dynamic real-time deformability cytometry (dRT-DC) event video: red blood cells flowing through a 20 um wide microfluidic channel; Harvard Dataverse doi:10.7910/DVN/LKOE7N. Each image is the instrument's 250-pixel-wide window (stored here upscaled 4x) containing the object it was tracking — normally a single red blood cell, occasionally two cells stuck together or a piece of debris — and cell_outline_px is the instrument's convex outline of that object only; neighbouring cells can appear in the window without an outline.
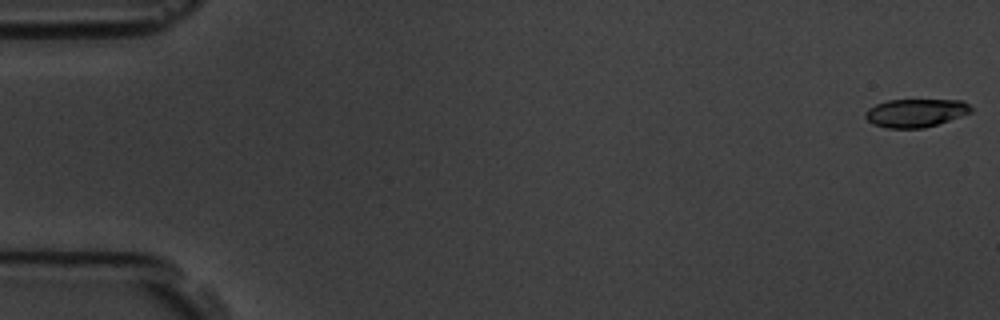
{"species": "common noctule bat (a hibernating species)", "species_latin": "Nyctalus noctula", "temperature_condition": "room temperature", "stored_images_in_passage": 10, "camera_frame_rate_fps": 3000, "um_per_image_px": 0.085, "animal": {"sex": "male", "body_mass_g": 19.5, "forearm_length_mm": 54.6}, "frame": {"image": 1, "passage_image": 1, "time_ms": 0.0, "image_size_px": [1000, 320], "cell_outline_px": [[972, 112], [924, 128], [888, 128], [872, 124], [864, 116], [864, 112], [868, 108], [876, 104], [888, 100], [964, 100], [972, 108]], "centroid_in_image_um": [77.8, 9.59], "position_along_channel_um": 7.2, "area_um2": 17.34}}
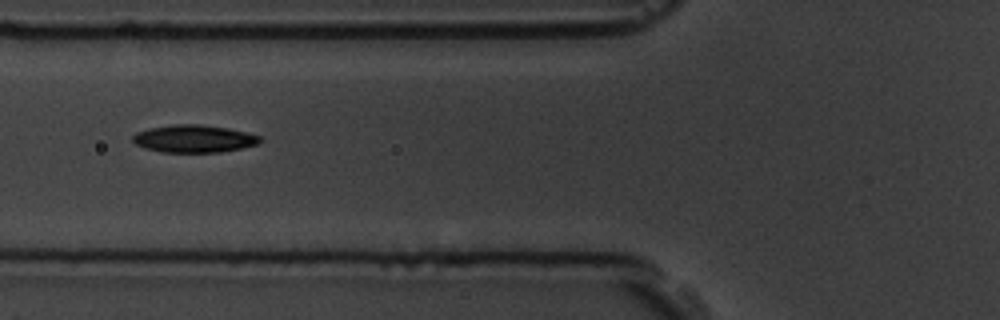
{"frame": {"image": 2, "passage_image": 7, "time_ms": 6.667, "image_size_px": [1000, 320], "cell_outline_px": [[260, 144], [220, 152], [160, 152], [144, 148], [136, 144], [132, 140], [132, 136], [136, 132], [148, 128], [172, 124], [200, 124], [228, 128], [260, 136]], "centroid_in_image_um": [16.44, 11.79], "position_along_channel_um": 109.4, "area_um2": 20.46}}
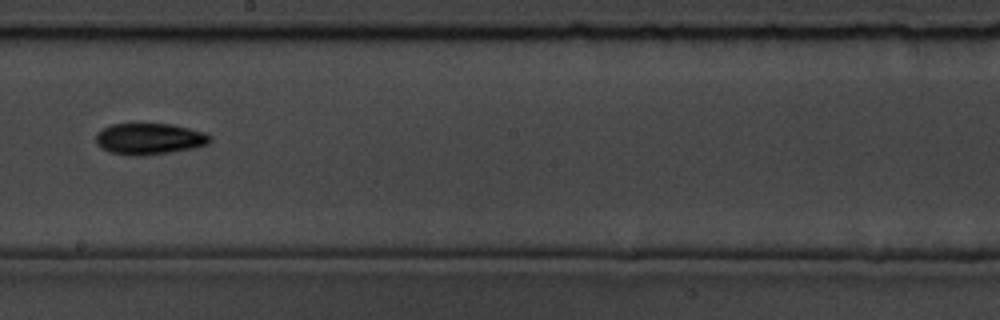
{"frame": {"image": 3, "passage_image": 10, "time_ms": 10.0, "image_size_px": [1000, 320], "cell_outline_px": [[212, 140], [208, 144], [192, 148], [144, 156], [128, 156], [108, 152], [100, 148], [96, 144], [96, 132], [100, 128], [112, 124], [172, 124], [204, 132], [212, 136]], "centroid_in_image_um": [12.64, 11.81], "position_along_channel_um": 235.6, "area_um2": 21.1}}